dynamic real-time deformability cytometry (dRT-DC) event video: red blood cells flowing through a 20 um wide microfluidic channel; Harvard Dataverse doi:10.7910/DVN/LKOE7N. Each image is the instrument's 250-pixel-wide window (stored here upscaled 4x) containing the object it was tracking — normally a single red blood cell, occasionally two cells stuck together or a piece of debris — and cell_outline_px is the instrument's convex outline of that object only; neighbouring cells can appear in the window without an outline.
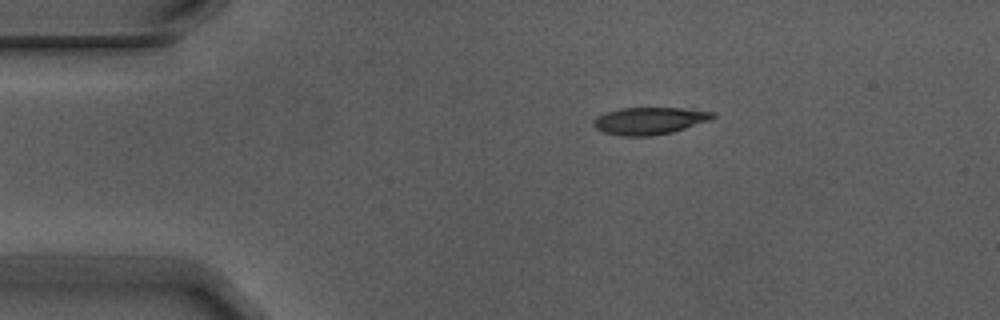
{"species": "Egyptian fruit bat (a non-hibernating species)", "species_latin": "Rousettus aegyptiacus", "temperature_condition": "warm", "stored_images_in_passage": 4, "camera_frame_rate_fps": 3000, "um_per_image_px": 0.085, "animal": {"sex": "male"}, "frame": {"image": 1, "passage_image": 1, "time_ms": 0.0, "image_size_px": [1000, 320], "cell_outline_px": [[716, 116], [712, 120], [672, 132], [652, 136], [620, 136], [604, 132], [596, 128], [592, 124], [596, 116], [604, 112], [620, 108], [680, 108], [712, 112]], "centroid_in_image_um": [55.18, 10.27], "position_along_channel_um": 29.8, "area_um2": 18.96}}